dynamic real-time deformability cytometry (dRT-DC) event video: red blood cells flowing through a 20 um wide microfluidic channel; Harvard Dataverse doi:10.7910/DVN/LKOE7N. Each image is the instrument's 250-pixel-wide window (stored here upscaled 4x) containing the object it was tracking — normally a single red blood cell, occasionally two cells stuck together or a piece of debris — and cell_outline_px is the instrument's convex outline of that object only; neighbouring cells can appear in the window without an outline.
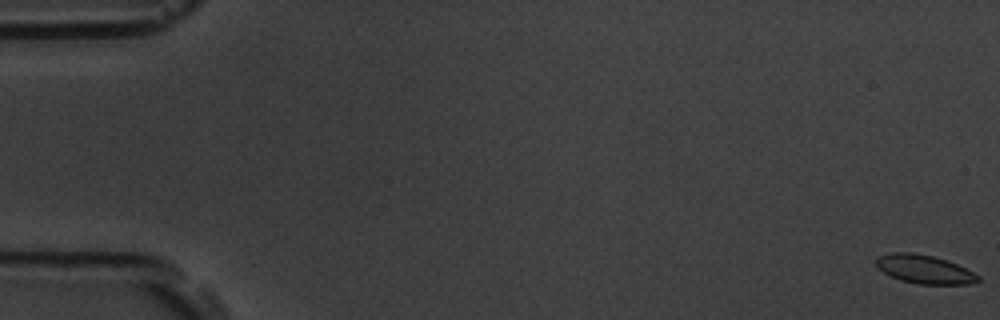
{"species": "common noctule bat (a hibernating species)", "species_latin": "Nyctalus noctula", "temperature_condition": "room temperature", "stored_images_in_passage": 19, "camera_frame_rate_fps": 3000, "um_per_image_px": 0.085, "animal": {"sex": "male", "body_mass_g": 19.5, "forearm_length_mm": 54.6}, "frame": {"image": 1, "passage_image": 1, "time_ms": 0.0, "image_size_px": [1000, 320], "cell_outline_px": [[980, 280], [968, 284], [920, 284], [900, 280], [884, 272], [876, 264], [876, 260], [880, 256], [892, 252], [912, 252], [932, 256], [956, 264], [980, 276]], "centroid_in_image_um": [78.57, 22.89], "position_along_channel_um": 6.4, "area_um2": 16.59}}